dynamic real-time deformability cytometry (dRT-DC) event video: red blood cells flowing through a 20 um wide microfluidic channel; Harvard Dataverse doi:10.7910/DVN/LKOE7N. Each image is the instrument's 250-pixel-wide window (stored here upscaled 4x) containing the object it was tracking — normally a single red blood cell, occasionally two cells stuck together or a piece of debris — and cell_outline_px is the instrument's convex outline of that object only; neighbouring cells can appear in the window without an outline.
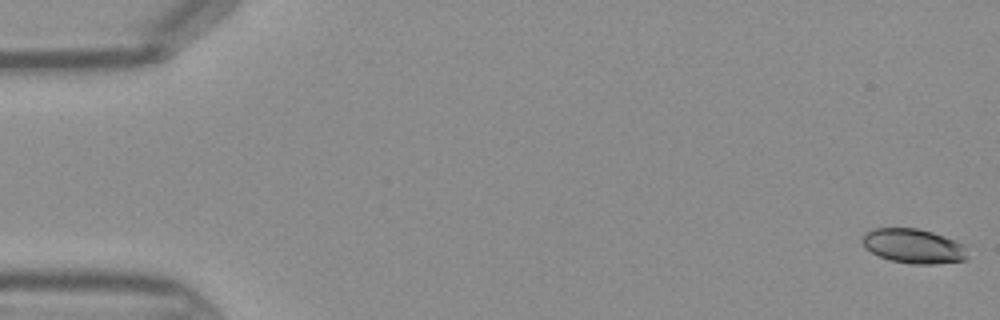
{"species": "Egyptian fruit bat (a non-hibernating species)", "species_latin": "Rousettus aegyptiacus", "temperature_condition": "warm", "stored_images_in_passage": 45, "camera_frame_rate_fps": 3000, "um_per_image_px": 0.085, "frame": {"image": 1, "passage_image": 1, "time_ms": 0.0, "image_size_px": [1000, 320], "cell_outline_px": [[968, 260], [936, 264], [912, 264], [888, 260], [864, 248], [864, 236], [868, 232], [876, 228], [916, 228], [932, 232], [956, 240], [964, 244], [968, 256]], "centroid_in_image_um": [77.71, 20.93], "position_along_channel_um": 7.3, "area_um2": 21.15}}
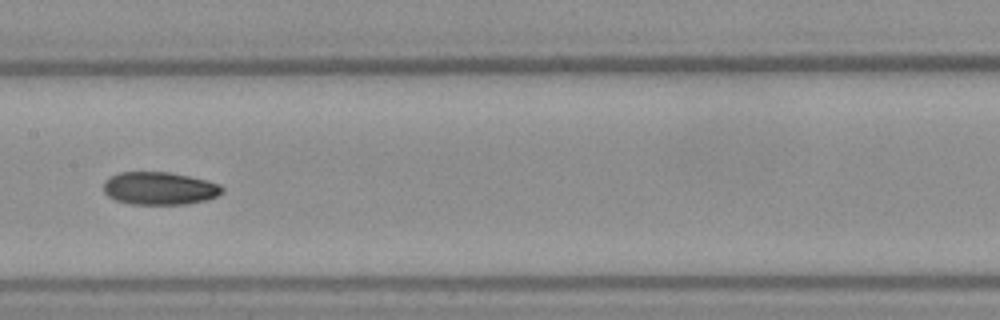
{"frame": {"image": 2, "passage_image": 23, "time_ms": 7.333, "image_size_px": [1000, 320], "cell_outline_px": [[224, 192], [216, 196], [204, 200], [184, 204], [128, 204], [116, 200], [108, 196], [104, 192], [104, 180], [108, 176], [120, 172], [168, 172], [208, 180], [220, 184], [224, 188]], "centroid_in_image_um": [13.54, 16.0], "position_along_channel_um": 193.9, "area_um2": 22.77}}
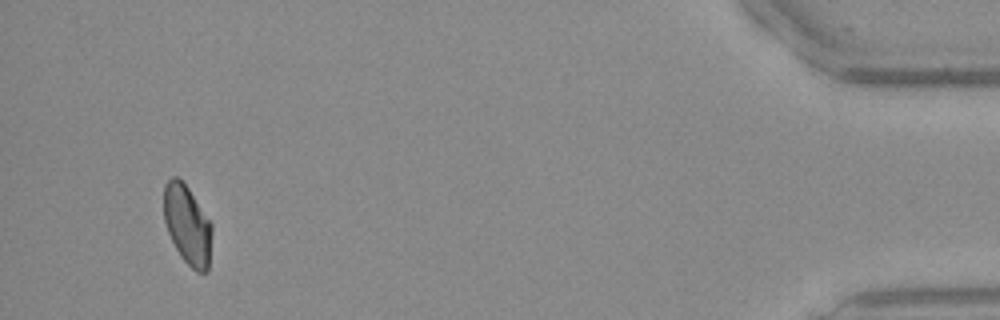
{"frame": {"image": 3, "passage_image": 43, "time_ms": 14.0, "image_size_px": [1000, 320], "cell_outline_px": [[212, 228], [208, 272], [196, 272], [180, 256], [168, 232], [164, 220], [164, 184], [172, 176], [176, 176], [188, 188], [212, 224]], "centroid_in_image_um": [15.92, 19.12], "position_along_channel_um": 419.3, "area_um2": 22.02}}